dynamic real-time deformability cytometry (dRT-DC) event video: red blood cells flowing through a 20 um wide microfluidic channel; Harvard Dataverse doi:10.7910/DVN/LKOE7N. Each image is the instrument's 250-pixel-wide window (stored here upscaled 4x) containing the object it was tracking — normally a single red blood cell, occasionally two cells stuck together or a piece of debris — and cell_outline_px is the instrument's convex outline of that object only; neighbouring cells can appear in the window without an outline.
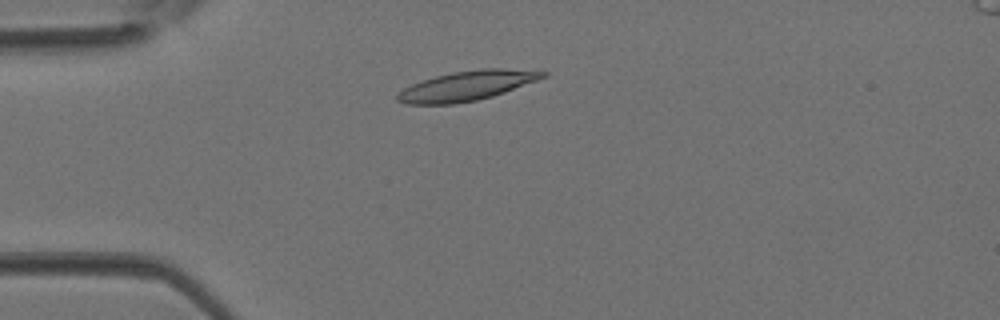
{"species": "Egyptian fruit bat (a non-hibernating species)", "species_latin": "Rousettus aegyptiacus", "temperature_condition": "room temperature", "stored_images_in_passage": 3, "camera_frame_rate_fps": 3000, "um_per_image_px": 0.085, "animal": {"sex": "female"}, "frame": {"image": 1, "passage_image": 2, "time_ms": 0.333, "image_size_px": [1000, 320], "cell_outline_px": [[548, 76], [504, 92], [492, 96], [476, 100], [452, 104], [404, 104], [396, 100], [396, 96], [404, 88], [412, 84], [436, 76], [452, 72], [480, 68], [504, 68], [548, 72]], "centroid_in_image_um": [39.68, 7.29], "position_along_channel_um": 45.3, "area_um2": 24.91}}